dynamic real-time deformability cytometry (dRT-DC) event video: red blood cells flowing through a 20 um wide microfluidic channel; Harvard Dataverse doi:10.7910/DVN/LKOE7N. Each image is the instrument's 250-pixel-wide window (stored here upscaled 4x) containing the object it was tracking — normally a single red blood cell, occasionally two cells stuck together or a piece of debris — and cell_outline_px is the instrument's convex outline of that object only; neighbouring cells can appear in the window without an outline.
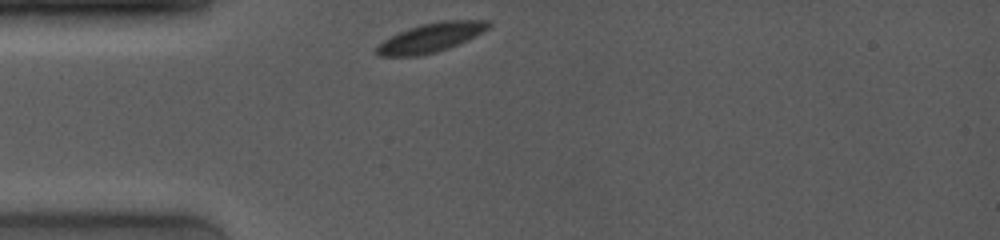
{"species": "common noctule bat (a hibernating species)", "species_latin": "Nyctalus noctula", "temperature_condition": "room temperature", "stored_images_in_passage": 4, "camera_frame_rate_fps": 4000, "um_per_image_px": 0.085, "animal": {"sex": "female", "body_mass_g": 19.0, "forearm_length_mm": 53.3}, "frame": {"image": 1, "passage_image": 1, "time_ms": 0.0, "image_size_px": [1000, 240], "cell_outline_px": [[492, 24], [488, 28], [448, 48], [436, 52], [420, 56], [380, 56], [376, 52], [376, 48], [384, 40], [408, 28], [420, 24], [440, 20], [488, 20]], "centroid_in_image_um": [36.6, 3.19], "position_along_channel_um": 48.4, "area_um2": 18.61}}
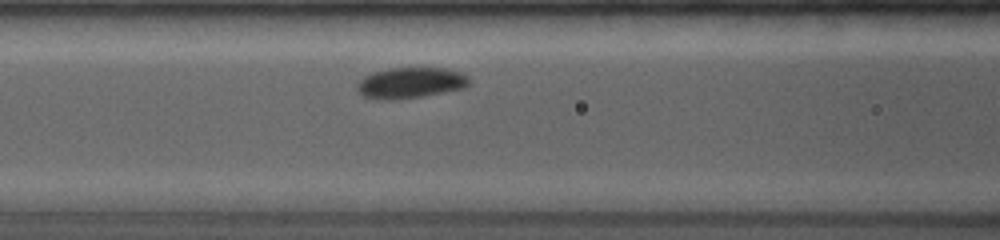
{"frame": {"image": 2, "passage_image": 4, "time_ms": 2.5, "image_size_px": [1000, 240], "cell_outline_px": [[468, 84], [464, 88], [424, 96], [392, 100], [376, 100], [364, 96], [356, 88], [356, 84], [364, 76], [372, 72], [388, 68], [448, 68], [460, 72], [468, 76]], "centroid_in_image_um": [34.86, 7.04], "position_along_channel_um": 131.7, "area_um2": 20.29}}